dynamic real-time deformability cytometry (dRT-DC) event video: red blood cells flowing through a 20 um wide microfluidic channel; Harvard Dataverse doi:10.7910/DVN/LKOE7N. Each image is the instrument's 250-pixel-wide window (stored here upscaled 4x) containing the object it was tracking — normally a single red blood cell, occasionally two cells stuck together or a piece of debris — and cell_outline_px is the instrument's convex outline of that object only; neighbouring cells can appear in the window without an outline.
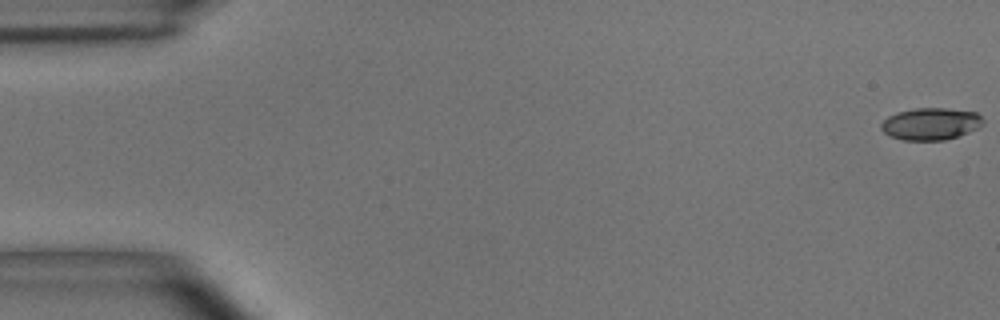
{"species": "common noctule bat (a hibernating species)", "species_latin": "Nyctalus noctula", "temperature_condition": "room temperature", "stored_images_in_passage": 56, "segment_of_instrument_passage": [1, 2], "camera_frame_rate_fps": 3000, "um_per_image_px": 0.085, "animal": {"sex": "male", "body_mass_g": 15.6}, "frame": {"image": 1, "passage_image": 1, "time_ms": 0.0, "image_size_px": [1000, 320], "cell_outline_px": [[984, 124], [968, 132], [944, 140], [904, 140], [892, 136], [884, 132], [880, 128], [880, 124], [888, 116], [896, 112], [912, 108], [944, 108], [976, 112], [984, 120]], "centroid_in_image_um": [79.09, 10.51], "position_along_channel_um": 5.9, "area_um2": 18.96}}
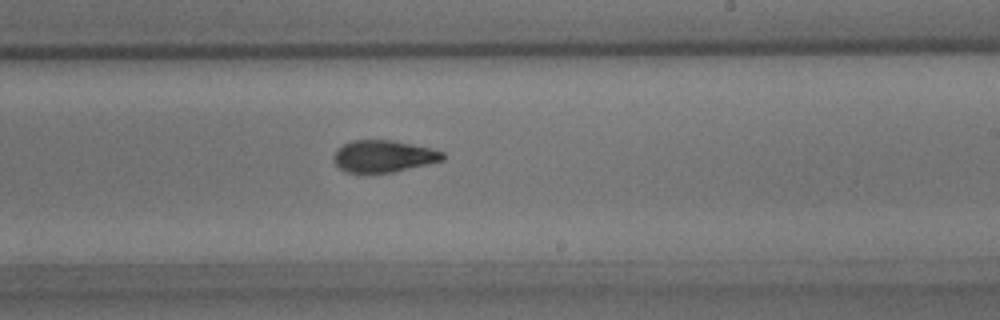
{"frame": {"image": 2, "passage_image": 33, "time_ms": 10.667, "image_size_px": [1000, 320], "cell_outline_px": [[444, 160], [428, 164], [392, 172], [344, 172], [332, 160], [332, 156], [336, 148], [352, 140], [392, 140], [432, 148], [444, 152]], "centroid_in_image_um": [32.57, 13.27], "position_along_channel_um": 256.4, "area_um2": 20.35}}
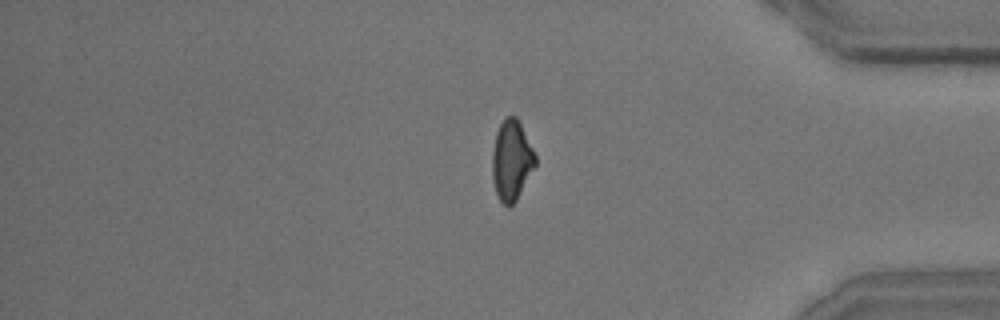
{"frame": {"image": 3, "passage_image": 46, "time_ms": 15.0, "image_size_px": [1000, 320], "cell_outline_px": [[536, 164], [516, 200], [508, 208], [500, 200], [496, 192], [492, 176], [492, 152], [496, 132], [500, 124], [508, 116], [516, 116], [536, 156]], "centroid_in_image_um": [43.47, 13.64], "position_along_channel_um": 391.7, "area_um2": 19.77}}